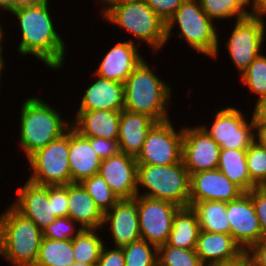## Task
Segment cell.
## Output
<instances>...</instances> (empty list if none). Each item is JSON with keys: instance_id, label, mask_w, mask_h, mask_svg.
I'll return each instance as SVG.
<instances>
[{"instance_id": "cell-40", "label": "cell", "mask_w": 266, "mask_h": 266, "mask_svg": "<svg viewBox=\"0 0 266 266\" xmlns=\"http://www.w3.org/2000/svg\"><path fill=\"white\" fill-rule=\"evenodd\" d=\"M52 207L57 217H68V184L52 186Z\"/></svg>"}, {"instance_id": "cell-28", "label": "cell", "mask_w": 266, "mask_h": 266, "mask_svg": "<svg viewBox=\"0 0 266 266\" xmlns=\"http://www.w3.org/2000/svg\"><path fill=\"white\" fill-rule=\"evenodd\" d=\"M189 206L196 212L200 230L230 234V224L226 213V202L201 201L189 203Z\"/></svg>"}, {"instance_id": "cell-7", "label": "cell", "mask_w": 266, "mask_h": 266, "mask_svg": "<svg viewBox=\"0 0 266 266\" xmlns=\"http://www.w3.org/2000/svg\"><path fill=\"white\" fill-rule=\"evenodd\" d=\"M141 187L146 189L140 192ZM140 188V190H139ZM137 195L189 206L190 174L183 161L171 165H138Z\"/></svg>"}, {"instance_id": "cell-53", "label": "cell", "mask_w": 266, "mask_h": 266, "mask_svg": "<svg viewBox=\"0 0 266 266\" xmlns=\"http://www.w3.org/2000/svg\"><path fill=\"white\" fill-rule=\"evenodd\" d=\"M2 26L3 25L0 24V40H5V39H3L4 38V35L3 34L5 33L4 32L5 30H3V27Z\"/></svg>"}, {"instance_id": "cell-9", "label": "cell", "mask_w": 266, "mask_h": 266, "mask_svg": "<svg viewBox=\"0 0 266 266\" xmlns=\"http://www.w3.org/2000/svg\"><path fill=\"white\" fill-rule=\"evenodd\" d=\"M211 126L202 128L221 147V149L247 150L255 141V125L252 118L246 120L245 114L234 106L220 108Z\"/></svg>"}, {"instance_id": "cell-10", "label": "cell", "mask_w": 266, "mask_h": 266, "mask_svg": "<svg viewBox=\"0 0 266 266\" xmlns=\"http://www.w3.org/2000/svg\"><path fill=\"white\" fill-rule=\"evenodd\" d=\"M171 122V119L157 122L150 129L136 157L138 165H171L182 161L184 127L177 132Z\"/></svg>"}, {"instance_id": "cell-17", "label": "cell", "mask_w": 266, "mask_h": 266, "mask_svg": "<svg viewBox=\"0 0 266 266\" xmlns=\"http://www.w3.org/2000/svg\"><path fill=\"white\" fill-rule=\"evenodd\" d=\"M245 193L219 169L190 174L189 203L201 201L230 202Z\"/></svg>"}, {"instance_id": "cell-21", "label": "cell", "mask_w": 266, "mask_h": 266, "mask_svg": "<svg viewBox=\"0 0 266 266\" xmlns=\"http://www.w3.org/2000/svg\"><path fill=\"white\" fill-rule=\"evenodd\" d=\"M72 128L85 138L118 140L121 111L77 110Z\"/></svg>"}, {"instance_id": "cell-31", "label": "cell", "mask_w": 266, "mask_h": 266, "mask_svg": "<svg viewBox=\"0 0 266 266\" xmlns=\"http://www.w3.org/2000/svg\"><path fill=\"white\" fill-rule=\"evenodd\" d=\"M102 229H83L72 239L75 262L97 264L101 249L105 244L99 236Z\"/></svg>"}, {"instance_id": "cell-52", "label": "cell", "mask_w": 266, "mask_h": 266, "mask_svg": "<svg viewBox=\"0 0 266 266\" xmlns=\"http://www.w3.org/2000/svg\"><path fill=\"white\" fill-rule=\"evenodd\" d=\"M75 266H96V264H87L82 262H75Z\"/></svg>"}, {"instance_id": "cell-20", "label": "cell", "mask_w": 266, "mask_h": 266, "mask_svg": "<svg viewBox=\"0 0 266 266\" xmlns=\"http://www.w3.org/2000/svg\"><path fill=\"white\" fill-rule=\"evenodd\" d=\"M195 252L204 266L233 263L245 255L230 234L202 230L199 233Z\"/></svg>"}, {"instance_id": "cell-26", "label": "cell", "mask_w": 266, "mask_h": 266, "mask_svg": "<svg viewBox=\"0 0 266 266\" xmlns=\"http://www.w3.org/2000/svg\"><path fill=\"white\" fill-rule=\"evenodd\" d=\"M200 231L196 212L192 207H180L174 215L166 244L180 249L195 250Z\"/></svg>"}, {"instance_id": "cell-34", "label": "cell", "mask_w": 266, "mask_h": 266, "mask_svg": "<svg viewBox=\"0 0 266 266\" xmlns=\"http://www.w3.org/2000/svg\"><path fill=\"white\" fill-rule=\"evenodd\" d=\"M243 85L254 94L258 95L257 99L266 97V56L261 54L247 67L240 75Z\"/></svg>"}, {"instance_id": "cell-37", "label": "cell", "mask_w": 266, "mask_h": 266, "mask_svg": "<svg viewBox=\"0 0 266 266\" xmlns=\"http://www.w3.org/2000/svg\"><path fill=\"white\" fill-rule=\"evenodd\" d=\"M82 230L70 217H58L43 230V237L53 240H72Z\"/></svg>"}, {"instance_id": "cell-3", "label": "cell", "mask_w": 266, "mask_h": 266, "mask_svg": "<svg viewBox=\"0 0 266 266\" xmlns=\"http://www.w3.org/2000/svg\"><path fill=\"white\" fill-rule=\"evenodd\" d=\"M50 105L43 99L31 96L21 106L19 147H22L26 159L72 127V119H63L60 112Z\"/></svg>"}, {"instance_id": "cell-45", "label": "cell", "mask_w": 266, "mask_h": 266, "mask_svg": "<svg viewBox=\"0 0 266 266\" xmlns=\"http://www.w3.org/2000/svg\"><path fill=\"white\" fill-rule=\"evenodd\" d=\"M250 13L252 17L263 18L266 16V0H250Z\"/></svg>"}, {"instance_id": "cell-39", "label": "cell", "mask_w": 266, "mask_h": 266, "mask_svg": "<svg viewBox=\"0 0 266 266\" xmlns=\"http://www.w3.org/2000/svg\"><path fill=\"white\" fill-rule=\"evenodd\" d=\"M184 0H145L147 5L166 23Z\"/></svg>"}, {"instance_id": "cell-25", "label": "cell", "mask_w": 266, "mask_h": 266, "mask_svg": "<svg viewBox=\"0 0 266 266\" xmlns=\"http://www.w3.org/2000/svg\"><path fill=\"white\" fill-rule=\"evenodd\" d=\"M68 217L82 229H102L104 213L81 183L68 184Z\"/></svg>"}, {"instance_id": "cell-51", "label": "cell", "mask_w": 266, "mask_h": 266, "mask_svg": "<svg viewBox=\"0 0 266 266\" xmlns=\"http://www.w3.org/2000/svg\"><path fill=\"white\" fill-rule=\"evenodd\" d=\"M99 1V3H103V8L102 10L100 11V13L111 3H115V2H120V1H123V0H97Z\"/></svg>"}, {"instance_id": "cell-33", "label": "cell", "mask_w": 266, "mask_h": 266, "mask_svg": "<svg viewBox=\"0 0 266 266\" xmlns=\"http://www.w3.org/2000/svg\"><path fill=\"white\" fill-rule=\"evenodd\" d=\"M81 184L103 213L109 211L119 201L99 174L84 179Z\"/></svg>"}, {"instance_id": "cell-22", "label": "cell", "mask_w": 266, "mask_h": 266, "mask_svg": "<svg viewBox=\"0 0 266 266\" xmlns=\"http://www.w3.org/2000/svg\"><path fill=\"white\" fill-rule=\"evenodd\" d=\"M85 90L78 110L124 109V83L102 78L98 75Z\"/></svg>"}, {"instance_id": "cell-46", "label": "cell", "mask_w": 266, "mask_h": 266, "mask_svg": "<svg viewBox=\"0 0 266 266\" xmlns=\"http://www.w3.org/2000/svg\"><path fill=\"white\" fill-rule=\"evenodd\" d=\"M21 7V0H0V9L5 12H12Z\"/></svg>"}, {"instance_id": "cell-27", "label": "cell", "mask_w": 266, "mask_h": 266, "mask_svg": "<svg viewBox=\"0 0 266 266\" xmlns=\"http://www.w3.org/2000/svg\"><path fill=\"white\" fill-rule=\"evenodd\" d=\"M217 169L244 192H249L256 187L248 173L246 150L221 149Z\"/></svg>"}, {"instance_id": "cell-54", "label": "cell", "mask_w": 266, "mask_h": 266, "mask_svg": "<svg viewBox=\"0 0 266 266\" xmlns=\"http://www.w3.org/2000/svg\"><path fill=\"white\" fill-rule=\"evenodd\" d=\"M246 266H257L246 256Z\"/></svg>"}, {"instance_id": "cell-8", "label": "cell", "mask_w": 266, "mask_h": 266, "mask_svg": "<svg viewBox=\"0 0 266 266\" xmlns=\"http://www.w3.org/2000/svg\"><path fill=\"white\" fill-rule=\"evenodd\" d=\"M31 174L28 181L41 186L71 184L69 168V130L27 158Z\"/></svg>"}, {"instance_id": "cell-47", "label": "cell", "mask_w": 266, "mask_h": 266, "mask_svg": "<svg viewBox=\"0 0 266 266\" xmlns=\"http://www.w3.org/2000/svg\"><path fill=\"white\" fill-rule=\"evenodd\" d=\"M255 141L266 148V126H255Z\"/></svg>"}, {"instance_id": "cell-41", "label": "cell", "mask_w": 266, "mask_h": 266, "mask_svg": "<svg viewBox=\"0 0 266 266\" xmlns=\"http://www.w3.org/2000/svg\"><path fill=\"white\" fill-rule=\"evenodd\" d=\"M87 139L102 160L116 155L120 151L117 140L96 137H90Z\"/></svg>"}, {"instance_id": "cell-44", "label": "cell", "mask_w": 266, "mask_h": 266, "mask_svg": "<svg viewBox=\"0 0 266 266\" xmlns=\"http://www.w3.org/2000/svg\"><path fill=\"white\" fill-rule=\"evenodd\" d=\"M252 111V120L255 126H266V97L257 99Z\"/></svg>"}, {"instance_id": "cell-24", "label": "cell", "mask_w": 266, "mask_h": 266, "mask_svg": "<svg viewBox=\"0 0 266 266\" xmlns=\"http://www.w3.org/2000/svg\"><path fill=\"white\" fill-rule=\"evenodd\" d=\"M157 122L146 114L121 111L118 144L120 152L137 157L150 129Z\"/></svg>"}, {"instance_id": "cell-43", "label": "cell", "mask_w": 266, "mask_h": 266, "mask_svg": "<svg viewBox=\"0 0 266 266\" xmlns=\"http://www.w3.org/2000/svg\"><path fill=\"white\" fill-rule=\"evenodd\" d=\"M245 255L257 266H266V237L252 245Z\"/></svg>"}, {"instance_id": "cell-48", "label": "cell", "mask_w": 266, "mask_h": 266, "mask_svg": "<svg viewBox=\"0 0 266 266\" xmlns=\"http://www.w3.org/2000/svg\"><path fill=\"white\" fill-rule=\"evenodd\" d=\"M50 0H21V6H45Z\"/></svg>"}, {"instance_id": "cell-5", "label": "cell", "mask_w": 266, "mask_h": 266, "mask_svg": "<svg viewBox=\"0 0 266 266\" xmlns=\"http://www.w3.org/2000/svg\"><path fill=\"white\" fill-rule=\"evenodd\" d=\"M43 231L12 204L0 214V257L12 266H35Z\"/></svg>"}, {"instance_id": "cell-42", "label": "cell", "mask_w": 266, "mask_h": 266, "mask_svg": "<svg viewBox=\"0 0 266 266\" xmlns=\"http://www.w3.org/2000/svg\"><path fill=\"white\" fill-rule=\"evenodd\" d=\"M103 245L99 260L96 266H125V257L122 248L113 247L111 249Z\"/></svg>"}, {"instance_id": "cell-19", "label": "cell", "mask_w": 266, "mask_h": 266, "mask_svg": "<svg viewBox=\"0 0 266 266\" xmlns=\"http://www.w3.org/2000/svg\"><path fill=\"white\" fill-rule=\"evenodd\" d=\"M130 39L113 45L100 60L95 75L124 83L134 69L145 59L137 42Z\"/></svg>"}, {"instance_id": "cell-29", "label": "cell", "mask_w": 266, "mask_h": 266, "mask_svg": "<svg viewBox=\"0 0 266 266\" xmlns=\"http://www.w3.org/2000/svg\"><path fill=\"white\" fill-rule=\"evenodd\" d=\"M72 240L42 239L35 266H69L75 262Z\"/></svg>"}, {"instance_id": "cell-23", "label": "cell", "mask_w": 266, "mask_h": 266, "mask_svg": "<svg viewBox=\"0 0 266 266\" xmlns=\"http://www.w3.org/2000/svg\"><path fill=\"white\" fill-rule=\"evenodd\" d=\"M101 161L90 141L71 127L69 129L71 183H81L84 179L98 174Z\"/></svg>"}, {"instance_id": "cell-6", "label": "cell", "mask_w": 266, "mask_h": 266, "mask_svg": "<svg viewBox=\"0 0 266 266\" xmlns=\"http://www.w3.org/2000/svg\"><path fill=\"white\" fill-rule=\"evenodd\" d=\"M215 25V21H212L201 8L199 0H184L166 22V43L174 35L173 29L177 27L179 32L176 37L185 40L197 53L217 60L221 51L218 38L220 34Z\"/></svg>"}, {"instance_id": "cell-12", "label": "cell", "mask_w": 266, "mask_h": 266, "mask_svg": "<svg viewBox=\"0 0 266 266\" xmlns=\"http://www.w3.org/2000/svg\"><path fill=\"white\" fill-rule=\"evenodd\" d=\"M180 207L169 201L137 195V212L141 239L157 248L166 244L173 218Z\"/></svg>"}, {"instance_id": "cell-1", "label": "cell", "mask_w": 266, "mask_h": 266, "mask_svg": "<svg viewBox=\"0 0 266 266\" xmlns=\"http://www.w3.org/2000/svg\"><path fill=\"white\" fill-rule=\"evenodd\" d=\"M49 4L45 6H21L13 10L21 32L18 53L22 57L35 56L50 70L63 67L66 56L65 42L55 27Z\"/></svg>"}, {"instance_id": "cell-16", "label": "cell", "mask_w": 266, "mask_h": 266, "mask_svg": "<svg viewBox=\"0 0 266 266\" xmlns=\"http://www.w3.org/2000/svg\"><path fill=\"white\" fill-rule=\"evenodd\" d=\"M98 174L119 200L133 199L137 195L138 164L135 157L119 151L101 161Z\"/></svg>"}, {"instance_id": "cell-36", "label": "cell", "mask_w": 266, "mask_h": 266, "mask_svg": "<svg viewBox=\"0 0 266 266\" xmlns=\"http://www.w3.org/2000/svg\"><path fill=\"white\" fill-rule=\"evenodd\" d=\"M246 163L251 182L256 187L266 186V148L254 141L246 150Z\"/></svg>"}, {"instance_id": "cell-13", "label": "cell", "mask_w": 266, "mask_h": 266, "mask_svg": "<svg viewBox=\"0 0 266 266\" xmlns=\"http://www.w3.org/2000/svg\"><path fill=\"white\" fill-rule=\"evenodd\" d=\"M220 150L201 125L184 126L182 161L189 174L217 169Z\"/></svg>"}, {"instance_id": "cell-32", "label": "cell", "mask_w": 266, "mask_h": 266, "mask_svg": "<svg viewBox=\"0 0 266 266\" xmlns=\"http://www.w3.org/2000/svg\"><path fill=\"white\" fill-rule=\"evenodd\" d=\"M125 266H158V248L145 240L122 247Z\"/></svg>"}, {"instance_id": "cell-18", "label": "cell", "mask_w": 266, "mask_h": 266, "mask_svg": "<svg viewBox=\"0 0 266 266\" xmlns=\"http://www.w3.org/2000/svg\"><path fill=\"white\" fill-rule=\"evenodd\" d=\"M105 227L110 228L108 230H110L115 247L122 248L140 240L137 195L133 199L119 200L109 211L105 212L102 228Z\"/></svg>"}, {"instance_id": "cell-2", "label": "cell", "mask_w": 266, "mask_h": 266, "mask_svg": "<svg viewBox=\"0 0 266 266\" xmlns=\"http://www.w3.org/2000/svg\"><path fill=\"white\" fill-rule=\"evenodd\" d=\"M151 68L144 59L124 82V109L146 114L156 122L167 121L173 89Z\"/></svg>"}, {"instance_id": "cell-11", "label": "cell", "mask_w": 266, "mask_h": 266, "mask_svg": "<svg viewBox=\"0 0 266 266\" xmlns=\"http://www.w3.org/2000/svg\"><path fill=\"white\" fill-rule=\"evenodd\" d=\"M266 21L248 17L235 20L233 31L226 41V51L237 68L239 76L262 54L261 47L265 40Z\"/></svg>"}, {"instance_id": "cell-49", "label": "cell", "mask_w": 266, "mask_h": 266, "mask_svg": "<svg viewBox=\"0 0 266 266\" xmlns=\"http://www.w3.org/2000/svg\"><path fill=\"white\" fill-rule=\"evenodd\" d=\"M3 41L4 40H0V87H1V78H2V75H4V70L3 69H5L4 67H5V58L3 57V48H5V47H3ZM3 71V72H2Z\"/></svg>"}, {"instance_id": "cell-15", "label": "cell", "mask_w": 266, "mask_h": 266, "mask_svg": "<svg viewBox=\"0 0 266 266\" xmlns=\"http://www.w3.org/2000/svg\"><path fill=\"white\" fill-rule=\"evenodd\" d=\"M16 194L12 205L41 231L58 218L52 207V186H41L27 180L24 186L18 187Z\"/></svg>"}, {"instance_id": "cell-14", "label": "cell", "mask_w": 266, "mask_h": 266, "mask_svg": "<svg viewBox=\"0 0 266 266\" xmlns=\"http://www.w3.org/2000/svg\"><path fill=\"white\" fill-rule=\"evenodd\" d=\"M226 213L230 235L244 252L264 238L252 199L247 192L226 203Z\"/></svg>"}, {"instance_id": "cell-35", "label": "cell", "mask_w": 266, "mask_h": 266, "mask_svg": "<svg viewBox=\"0 0 266 266\" xmlns=\"http://www.w3.org/2000/svg\"><path fill=\"white\" fill-rule=\"evenodd\" d=\"M158 266H204L195 250L176 248L167 244L158 247Z\"/></svg>"}, {"instance_id": "cell-50", "label": "cell", "mask_w": 266, "mask_h": 266, "mask_svg": "<svg viewBox=\"0 0 266 266\" xmlns=\"http://www.w3.org/2000/svg\"><path fill=\"white\" fill-rule=\"evenodd\" d=\"M216 266H246V255H244L240 260L236 262Z\"/></svg>"}, {"instance_id": "cell-38", "label": "cell", "mask_w": 266, "mask_h": 266, "mask_svg": "<svg viewBox=\"0 0 266 266\" xmlns=\"http://www.w3.org/2000/svg\"><path fill=\"white\" fill-rule=\"evenodd\" d=\"M247 193L252 199L256 215L259 219L262 235L266 237V186L254 187Z\"/></svg>"}, {"instance_id": "cell-30", "label": "cell", "mask_w": 266, "mask_h": 266, "mask_svg": "<svg viewBox=\"0 0 266 266\" xmlns=\"http://www.w3.org/2000/svg\"><path fill=\"white\" fill-rule=\"evenodd\" d=\"M201 8L215 23L217 20L235 18L236 21L251 16L250 0H199Z\"/></svg>"}, {"instance_id": "cell-4", "label": "cell", "mask_w": 266, "mask_h": 266, "mask_svg": "<svg viewBox=\"0 0 266 266\" xmlns=\"http://www.w3.org/2000/svg\"><path fill=\"white\" fill-rule=\"evenodd\" d=\"M100 14L109 24L117 25L137 41L145 42L153 53L166 47V23L145 0L111 3Z\"/></svg>"}]
</instances>
